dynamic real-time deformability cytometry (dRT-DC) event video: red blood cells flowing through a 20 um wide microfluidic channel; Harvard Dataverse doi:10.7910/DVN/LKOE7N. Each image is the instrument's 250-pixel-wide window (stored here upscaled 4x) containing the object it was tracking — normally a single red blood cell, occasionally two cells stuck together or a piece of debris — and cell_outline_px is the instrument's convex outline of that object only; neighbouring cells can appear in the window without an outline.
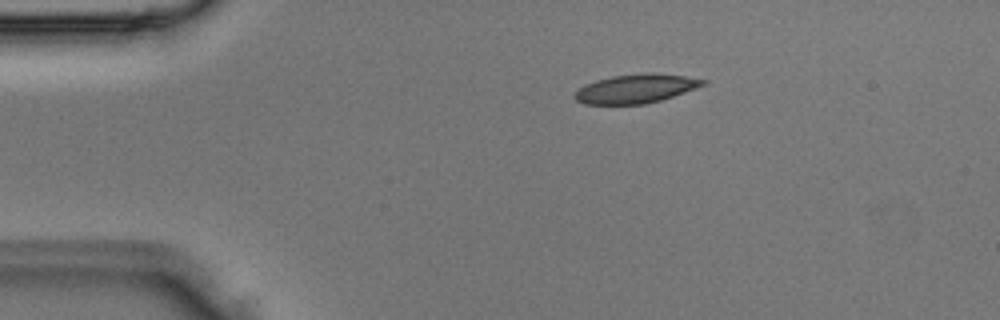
{"species": "Egyptian fruit bat (a non-hibernating species)", "species_latin": "Rousettus aegyptiacus", "temperature_condition": "room temperature", "stored_images_in_passage": 3, "segment_of_instrument_passage": [1, 2], "camera_frame_rate_fps": 3000, "um_per_image_px": 0.085, "animal": {"sex": "male"}, "frame": {"image": 1, "passage_image": 1, "time_ms": 0.0, "image_size_px": [1000, 320], "cell_outline_px": [[708, 80], [704, 84], [684, 92], [660, 100], [644, 104], [584, 104], [576, 100], [572, 96], [584, 84], [596, 80], [612, 76], [644, 72], [648, 72], [684, 76]], "centroid_in_image_um": [54.0, 7.53], "position_along_channel_um": 31.0, "area_um2": 21.44}}